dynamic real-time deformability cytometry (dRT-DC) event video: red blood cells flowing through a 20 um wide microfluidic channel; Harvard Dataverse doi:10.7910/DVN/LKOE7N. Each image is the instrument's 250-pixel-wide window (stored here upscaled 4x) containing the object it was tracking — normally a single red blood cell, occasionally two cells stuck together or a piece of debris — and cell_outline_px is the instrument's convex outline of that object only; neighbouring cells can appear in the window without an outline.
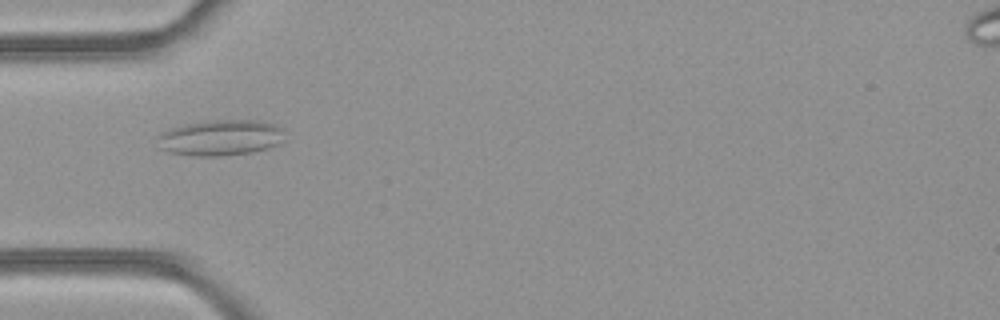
{"species": "common noctule bat (a hibernating species)", "species_latin": "Nyctalus noctula", "temperature_condition": "room temperature", "stored_images_in_passage": 46, "camera_frame_rate_fps": 3000, "um_per_image_px": 0.085, "animal": {"sex": "female", "body_mass_g": 21.9}, "frame": {"image": 1, "passage_image": 13, "time_ms": 4.0, "image_size_px": [1000, 320], "cell_outline_px": [[284, 128], [280, 144], [268, 148], [252, 152], [220, 156], [192, 156], [168, 152], [160, 148], [156, 136], [160, 132], [172, 128], [188, 124], [208, 120], [260, 120]], "centroid_in_image_um": [18.72, 11.71], "position_along_channel_um": 66.3, "area_um2": 26.65}}
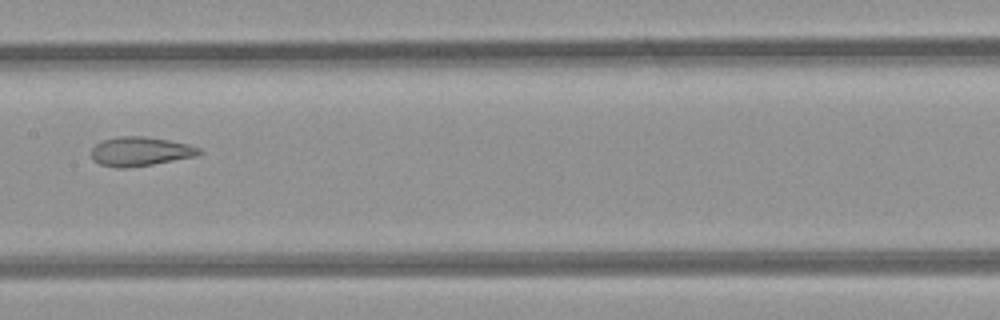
{"frame": {"image": 2, "passage_image": 22, "time_ms": 7.0, "image_size_px": [1000, 320], "cell_outline_px": [[200, 152], [196, 156], [152, 164], [124, 168], [116, 168], [100, 164], [92, 160], [92, 148], [96, 144], [104, 140], [120, 136], [144, 136], [168, 140], [188, 144], [200, 148]], "centroid_in_image_um": [11.9, 12.87], "position_along_channel_um": 195.5, "area_um2": 18.09}}
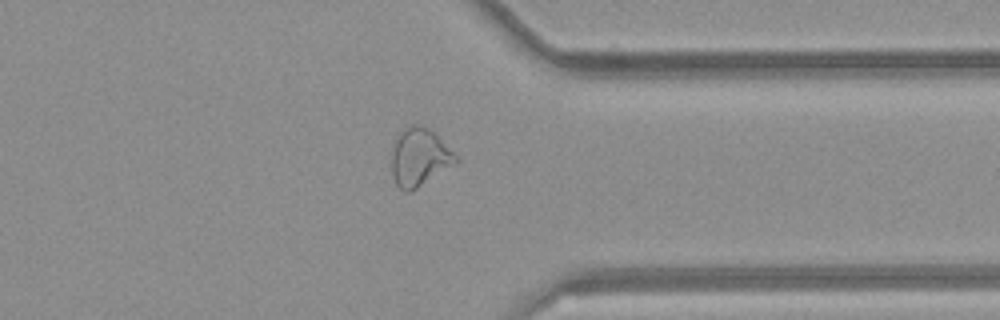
{"frame": {"image": 3, "passage_image": 35, "time_ms": 11.333, "image_size_px": [1000, 320], "cell_outline_px": [[460, 160], [456, 164], [416, 188], [408, 192], [404, 192], [396, 184], [392, 176], [392, 152], [396, 136], [400, 128], [412, 124], [420, 124], [428, 128], [460, 156]], "centroid_in_image_um": [35.66, 13.34], "position_along_channel_um": 375.7, "area_um2": 21.96}, "authors_computed_cell_mechanics": {"area_um2": 23.1778, "velocity_mm_per_s": 4.2857, "shape_relaxation_time_tau1_ms": null, "shape_relaxation_time_tau2_ms": 1.9786, "deformation_change_tau1": null, "deformation_change_tau2": 0.0926}}